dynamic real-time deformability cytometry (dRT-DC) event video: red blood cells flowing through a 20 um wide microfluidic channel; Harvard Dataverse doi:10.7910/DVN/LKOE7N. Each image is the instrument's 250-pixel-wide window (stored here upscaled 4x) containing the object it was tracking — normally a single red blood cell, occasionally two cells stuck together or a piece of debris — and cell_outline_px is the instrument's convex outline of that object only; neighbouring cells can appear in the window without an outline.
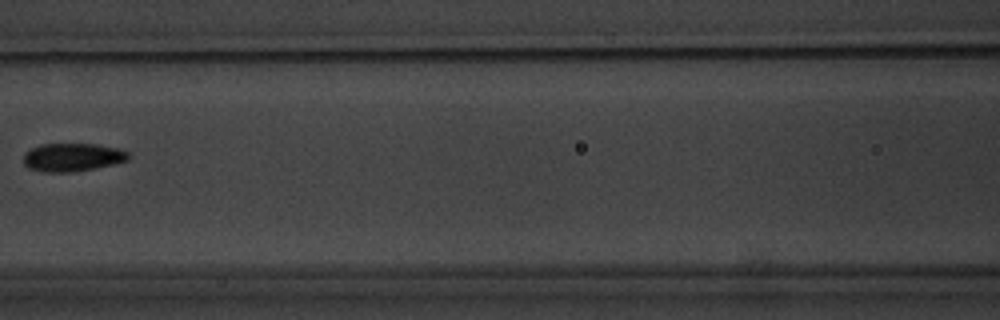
{"species": "common noctule bat (a hibernating species)", "species_latin": "Nyctalus noctula", "temperature_condition": "warm", "stored_images_in_passage": 8, "camera_frame_rate_fps": 3000, "um_per_image_px": 0.085, "animal": {"sex": "male", "body_mass_g": 20.1, "forearm_length_mm": 53.5}, "frame": {"image": 1, "passage_image": 6, "time_ms": 5.667, "image_size_px": [1000, 320], "cell_outline_px": [[132, 156], [128, 160], [112, 164], [72, 172], [44, 172], [28, 168], [24, 164], [24, 152], [40, 144], [96, 144], [116, 148], [128, 152]], "centroid_in_image_um": [6.14, 13.36], "position_along_channel_um": 160.5, "area_um2": 17.17}}
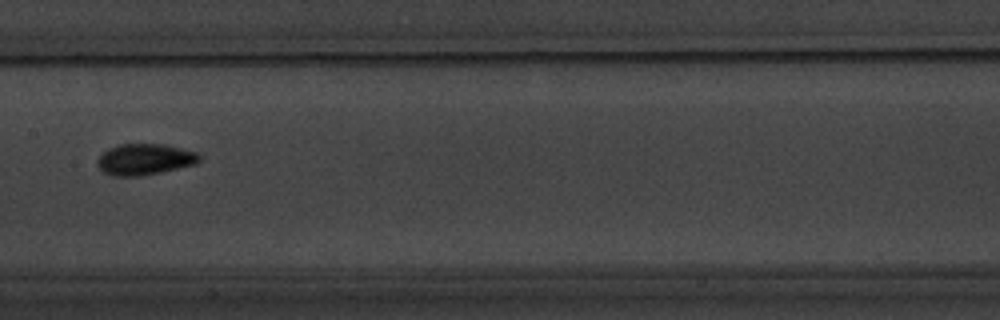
{"frame": {"image": 2, "passage_image": 7, "time_ms": 6.667, "image_size_px": [1000, 320], "cell_outline_px": [[200, 160], [196, 164], [160, 172], [140, 176], [112, 176], [104, 172], [96, 164], [96, 160], [108, 148], [120, 144], [164, 144], [196, 152], [200, 156]], "centroid_in_image_um": [12.28, 13.54], "position_along_channel_um": 195.1, "area_um2": 18.44}}
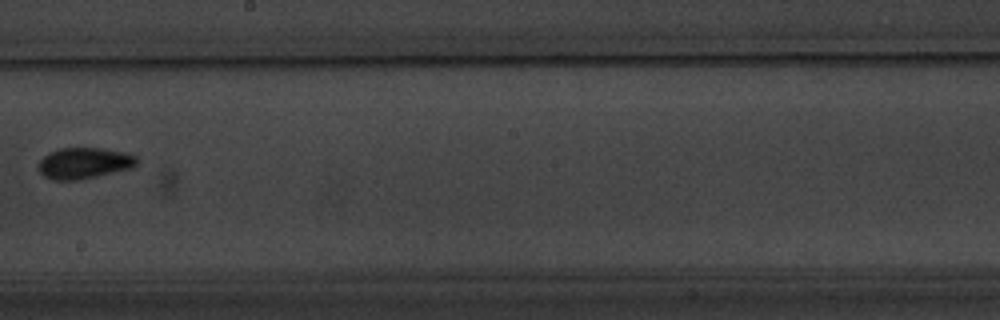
{"frame": {"image": 3, "passage_image": 8, "time_ms": 8.0, "image_size_px": [1000, 320], "cell_outline_px": [[136, 164], [132, 168], [80, 180], [52, 180], [44, 176], [36, 168], [36, 164], [48, 152], [60, 148], [100, 148], [124, 152], [136, 156]], "centroid_in_image_um": [7.09, 13.87], "position_along_channel_um": 241.1, "area_um2": 17.98}}